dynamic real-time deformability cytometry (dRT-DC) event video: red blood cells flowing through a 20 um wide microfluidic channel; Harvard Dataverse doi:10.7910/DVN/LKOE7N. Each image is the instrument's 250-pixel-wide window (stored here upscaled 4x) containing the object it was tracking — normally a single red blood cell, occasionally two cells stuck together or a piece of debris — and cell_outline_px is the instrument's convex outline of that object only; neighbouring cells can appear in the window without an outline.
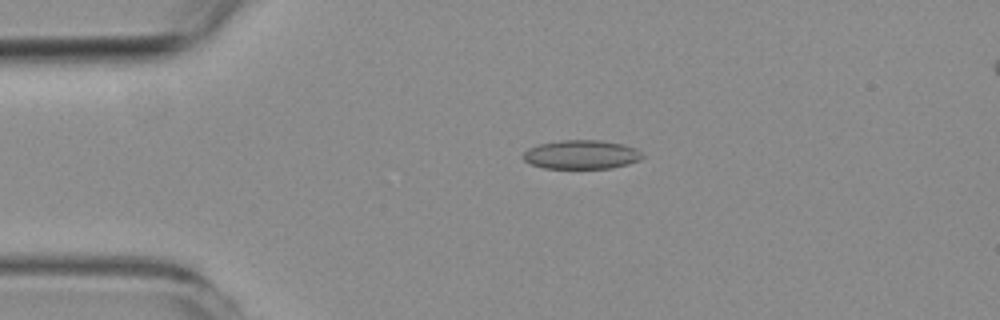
{"species": "common noctule bat (a hibernating species)", "species_latin": "Nyctalus noctula", "temperature_condition": "room temperature", "stored_images_in_passage": 54, "camera_frame_rate_fps": 3000, "um_per_image_px": 0.085, "animal": {"sex": "female", "body_mass_g": 19.3, "forearm_length_mm": 54.1}, "frame": {"image": 1, "passage_image": 11, "time_ms": 3.333, "image_size_px": [1000, 320], "cell_outline_px": [[644, 156], [640, 160], [628, 164], [612, 168], [544, 168], [528, 164], [524, 160], [524, 152], [528, 148], [536, 144], [560, 140], [600, 140], [624, 144], [636, 148]], "centroid_in_image_um": [49.41, 13.13], "position_along_channel_um": 35.6, "area_um2": 20.29}}
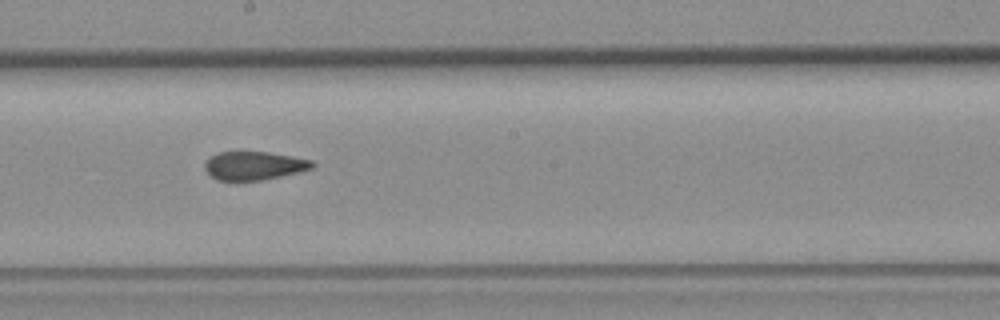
{"frame": {"image": 2, "passage_image": 29, "time_ms": 9.333, "image_size_px": [1000, 320], "cell_outline_px": [[316, 164], [312, 168], [280, 176], [260, 180], [216, 180], [204, 168], [204, 164], [212, 156], [220, 152], [268, 152], [312, 160]], "centroid_in_image_um": [21.59, 14.08], "position_along_channel_um": 226.6, "area_um2": 17.46}}
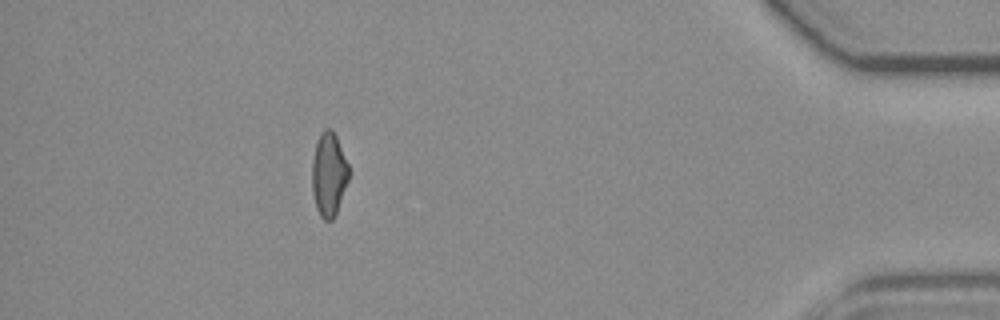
{"frame": {"image": 3, "passage_image": 48, "time_ms": 15.667, "image_size_px": [1000, 320], "cell_outline_px": [[348, 180], [336, 212], [332, 220], [324, 220], [320, 216], [316, 208], [312, 192], [312, 160], [316, 144], [320, 132], [324, 128], [332, 128], [336, 136], [348, 164]], "centroid_in_image_um": [27.93, 14.8], "position_along_channel_um": 407.3, "area_um2": 17.8}, "authors_computed_cell_mechanics": {"area_um2": 18.9006, "velocity_mm_per_s": 3.7545, "shape_relaxation_time_tau1_ms": null, "shape_relaxation_time_tau2_ms": 2.3738, "deformation_change_tau1": null, "deformation_change_tau2": 0.0926}}